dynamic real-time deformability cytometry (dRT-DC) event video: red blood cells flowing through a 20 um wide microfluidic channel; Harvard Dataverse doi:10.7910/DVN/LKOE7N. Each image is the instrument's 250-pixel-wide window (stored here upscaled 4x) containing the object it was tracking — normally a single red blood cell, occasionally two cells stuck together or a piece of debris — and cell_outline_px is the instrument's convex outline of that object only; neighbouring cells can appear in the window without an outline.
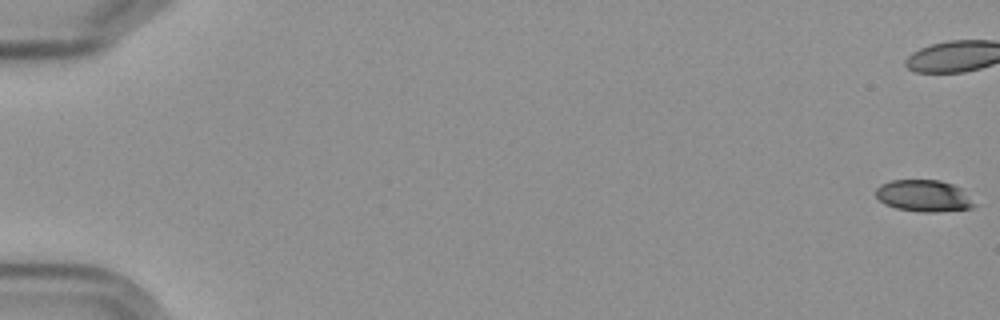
{"species": "Egyptian fruit bat (a non-hibernating species)", "species_latin": "Rousettus aegyptiacus", "temperature_condition": "cold", "stored_images_in_passage": 7, "camera_frame_rate_fps": 3000, "um_per_image_px": 0.085, "frame": {"image": 1, "passage_image": 1, "time_ms": 0.0, "image_size_px": [1000, 320], "cell_outline_px": [[976, 204], [972, 208], [936, 212], [920, 212], [896, 208], [884, 204], [876, 196], [876, 188], [880, 184], [892, 180], [940, 180], [952, 184], [960, 188]], "centroid_in_image_um": [78.49, 16.65], "position_along_channel_um": 6.5, "area_um2": 18.15}}
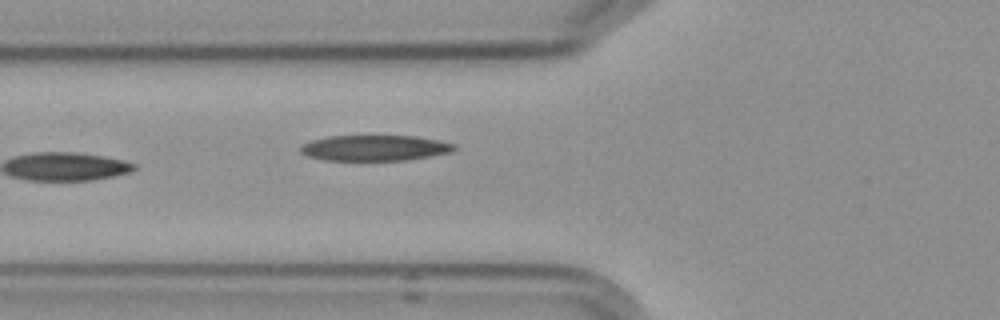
{"frame": {"image": 2, "passage_image": 7, "time_ms": 8.0, "image_size_px": [1000, 320], "cell_outline_px": [[456, 148], [452, 152], [404, 160], [324, 160], [308, 156], [300, 152], [300, 144], [308, 140], [328, 136], [416, 136], [456, 144]], "centroid_in_image_um": [31.79, 12.57], "position_along_channel_um": 94.0, "area_um2": 23.0}}